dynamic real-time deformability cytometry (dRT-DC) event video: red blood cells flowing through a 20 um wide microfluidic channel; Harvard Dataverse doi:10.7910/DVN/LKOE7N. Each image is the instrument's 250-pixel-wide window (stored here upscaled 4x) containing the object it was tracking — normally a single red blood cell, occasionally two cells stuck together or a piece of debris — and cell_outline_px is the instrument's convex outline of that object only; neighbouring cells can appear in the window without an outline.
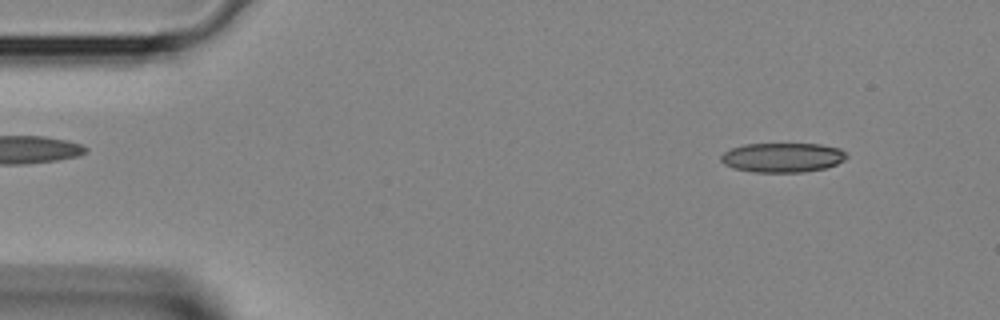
{"species": "Egyptian fruit bat (a non-hibernating species)", "species_latin": "Rousettus aegyptiacus", "temperature_condition": "room temperature", "stored_images_in_passage": 8, "camera_frame_rate_fps": 3000, "um_per_image_px": 0.085, "animal": {"sex": "female"}, "frame": {"image": 1, "passage_image": 2, "time_ms": 0.333, "image_size_px": [1000, 320], "cell_outline_px": [[848, 156], [844, 160], [836, 164], [824, 168], [804, 172], [752, 172], [732, 168], [724, 164], [720, 160], [720, 156], [724, 152], [732, 148], [744, 144], [820, 144], [840, 148]], "centroid_in_image_um": [66.49, 13.39], "position_along_channel_um": 18.5, "area_um2": 21.62}}
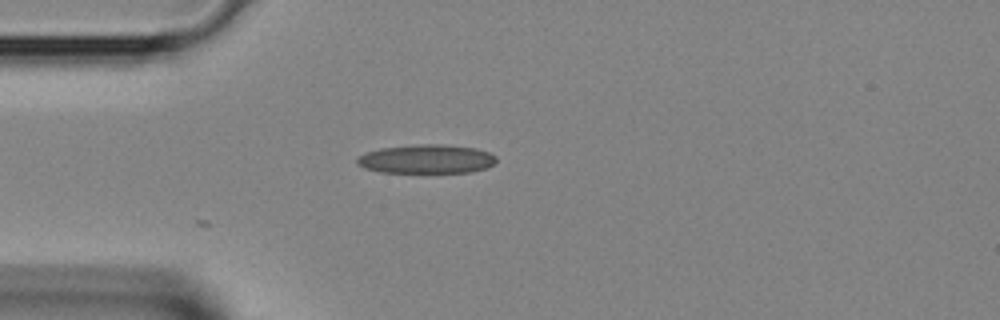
{"frame": {"image": 2, "passage_image": 8, "time_ms": 2.333, "image_size_px": [1000, 320], "cell_outline_px": [[496, 160], [488, 168], [472, 172], [380, 172], [364, 168], [356, 164], [356, 160], [360, 156], [368, 152], [380, 148], [416, 144], [440, 144], [476, 148], [488, 152], [496, 156]], "centroid_in_image_um": [36.26, 13.52], "position_along_channel_um": 48.7, "area_um2": 23.41}}